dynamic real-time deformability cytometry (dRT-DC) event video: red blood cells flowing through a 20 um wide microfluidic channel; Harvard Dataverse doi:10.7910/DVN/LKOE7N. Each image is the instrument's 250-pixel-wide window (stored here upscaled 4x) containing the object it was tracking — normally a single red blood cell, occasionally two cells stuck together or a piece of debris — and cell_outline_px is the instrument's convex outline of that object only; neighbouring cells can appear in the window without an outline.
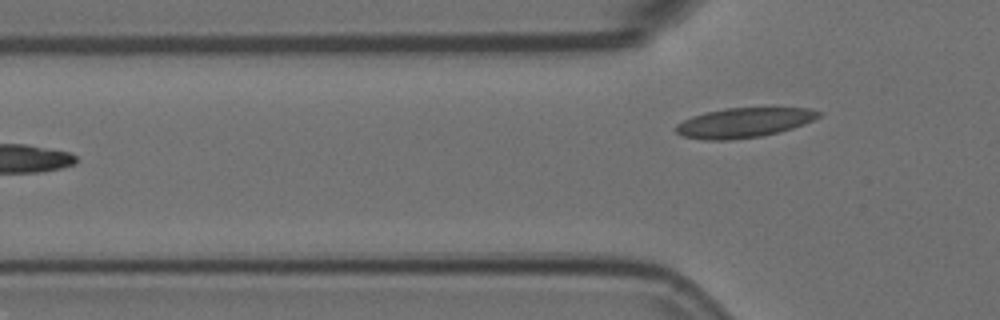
{"species": "Egyptian fruit bat (a non-hibernating species)", "species_latin": "Rousettus aegyptiacus", "temperature_condition": "room temperature", "stored_images_in_passage": 5, "camera_frame_rate_fps": 3000, "um_per_image_px": 0.085, "animal": {"sex": "female"}, "frame": {"image": 1, "passage_image": 5, "time_ms": 1.333, "image_size_px": [1000, 320], "cell_outline_px": [[824, 112], [820, 116], [804, 124], [780, 132], [760, 136], [728, 140], [704, 140], [684, 136], [676, 132], [676, 124], [692, 116], [704, 112], [724, 108], [812, 108]], "centroid_in_image_um": [63.25, 10.42], "position_along_channel_um": 62.6, "area_um2": 24.74}}